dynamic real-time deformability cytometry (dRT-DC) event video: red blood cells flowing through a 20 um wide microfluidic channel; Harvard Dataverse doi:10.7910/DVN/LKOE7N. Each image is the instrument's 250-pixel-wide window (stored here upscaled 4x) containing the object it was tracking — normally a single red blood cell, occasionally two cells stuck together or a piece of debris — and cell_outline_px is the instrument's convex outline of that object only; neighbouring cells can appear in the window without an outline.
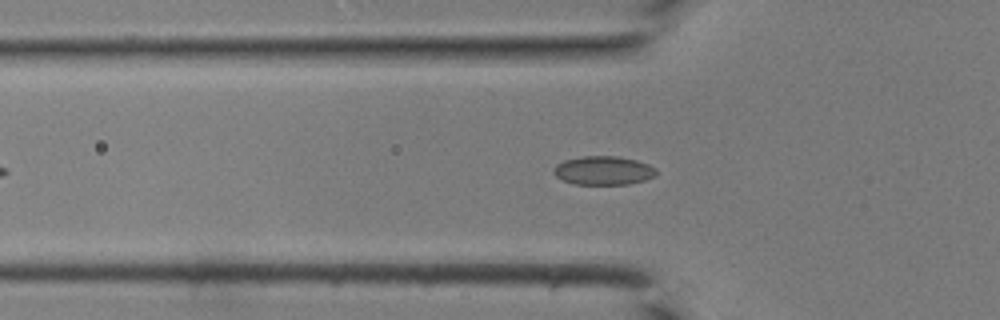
{"species": "common noctule bat (a hibernating species)", "species_latin": "Nyctalus noctula", "temperature_condition": "room temperature", "stored_images_in_passage": 38, "camera_frame_rate_fps": 3000, "um_per_image_px": 0.085, "animal": {"sex": "male", "body_mass_g": 19.0, "forearm_length_mm": 50.8}, "frame": {"image": 1, "passage_image": 9, "time_ms": 2.667, "image_size_px": [1000, 320], "cell_outline_px": [[656, 176], [644, 180], [628, 184], [572, 184], [556, 176], [552, 172], [552, 168], [556, 164], [564, 160], [584, 156], [616, 156], [636, 160], [648, 164], [656, 168]], "centroid_in_image_um": [51.27, 14.49], "position_along_channel_um": 74.5, "area_um2": 17.22}}
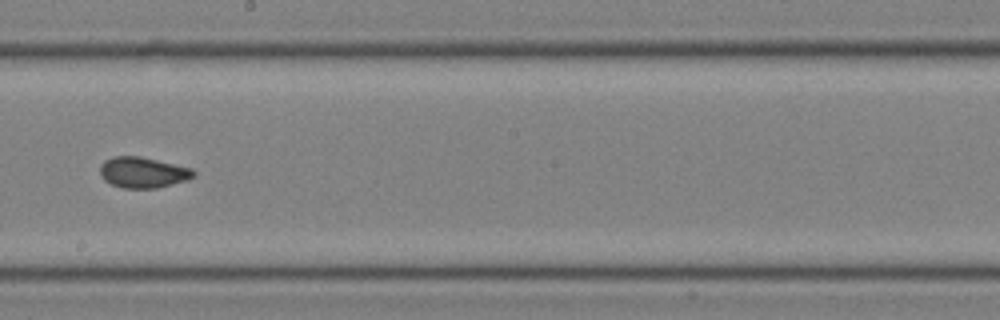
{"frame": {"image": 2, "passage_image": 19, "time_ms": 6.0, "image_size_px": [1000, 320], "cell_outline_px": [[196, 176], [188, 180], [156, 188], [124, 188], [112, 184], [104, 180], [100, 176], [100, 164], [104, 160], [116, 156], [140, 156], [192, 168], [196, 172]], "centroid_in_image_um": [12.16, 14.65], "position_along_channel_um": 236.0, "area_um2": 16.88}}
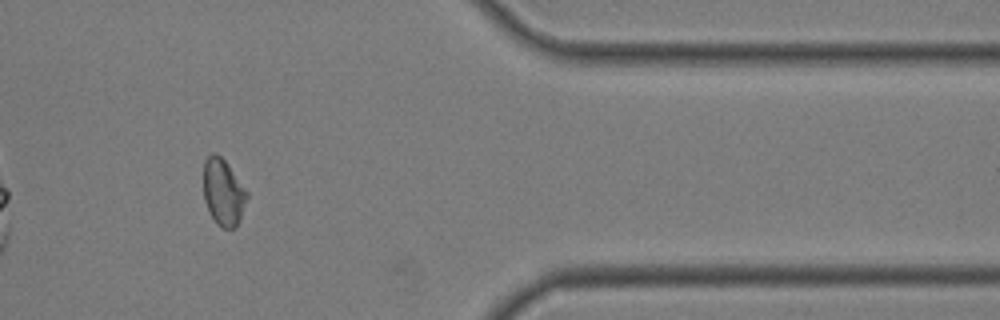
{"frame": {"image": 3, "passage_image": 30, "time_ms": 9.667, "image_size_px": [1000, 320], "cell_outline_px": [[248, 196], [240, 220], [236, 228], [224, 228], [216, 224], [204, 200], [204, 160], [212, 152], [220, 156], [228, 164], [248, 192]], "centroid_in_image_um": [18.99, 16.34], "position_along_channel_um": 392.4, "area_um2": 16.82}}